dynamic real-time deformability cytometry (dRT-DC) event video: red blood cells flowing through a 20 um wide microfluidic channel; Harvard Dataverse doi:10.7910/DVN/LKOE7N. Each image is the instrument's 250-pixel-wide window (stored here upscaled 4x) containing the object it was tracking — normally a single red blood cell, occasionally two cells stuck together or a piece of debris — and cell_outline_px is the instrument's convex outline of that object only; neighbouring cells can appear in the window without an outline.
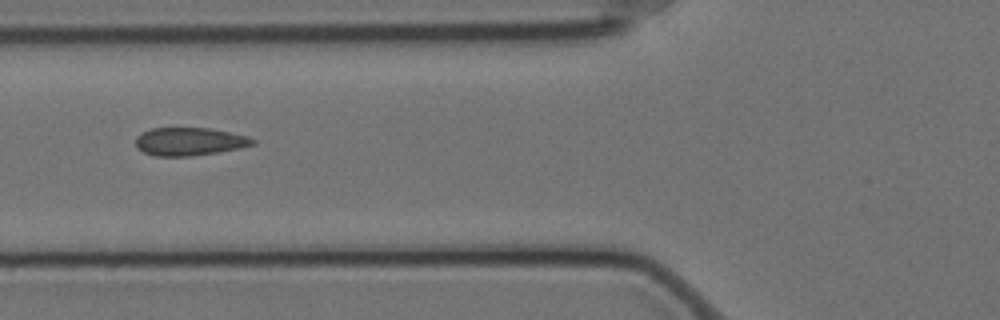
{"species": "Egyptian fruit bat (a non-hibernating species)", "species_latin": "Rousettus aegyptiacus", "temperature_condition": "cold", "stored_images_in_passage": 4, "camera_frame_rate_fps": 3000, "um_per_image_px": 0.085, "animal": {"sex": "female"}, "frame": {"image": 1, "passage_image": 3, "time_ms": 0.667, "image_size_px": [1000, 320], "cell_outline_px": [[256, 144], [240, 148], [192, 156], [156, 156], [144, 152], [136, 148], [136, 136], [140, 132], [152, 128], [208, 128], [248, 136], [256, 140]], "centroid_in_image_um": [16.08, 12.03], "position_along_channel_um": 109.7, "area_um2": 19.13}}
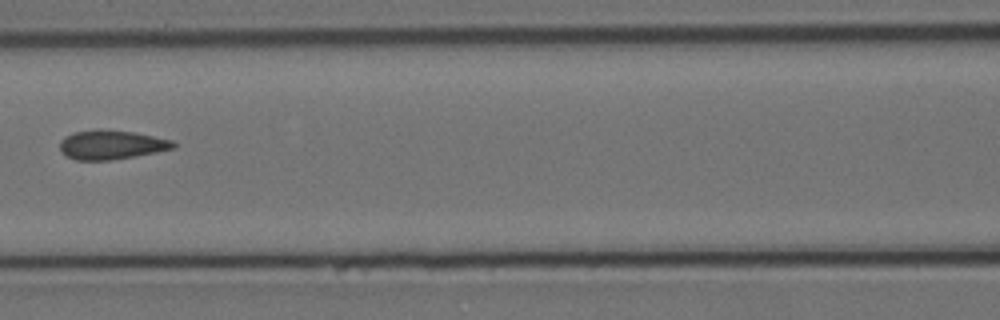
{"frame": {"image": 2, "passage_image": 4, "time_ms": 1.0, "image_size_px": [1000, 320], "cell_outline_px": [[176, 148], [136, 156], [112, 160], [76, 160], [68, 156], [60, 148], [60, 140], [64, 136], [72, 132], [100, 128], [136, 132], [172, 140], [176, 144]], "centroid_in_image_um": [9.48, 12.28], "position_along_channel_um": 157.1, "area_um2": 19.54}}